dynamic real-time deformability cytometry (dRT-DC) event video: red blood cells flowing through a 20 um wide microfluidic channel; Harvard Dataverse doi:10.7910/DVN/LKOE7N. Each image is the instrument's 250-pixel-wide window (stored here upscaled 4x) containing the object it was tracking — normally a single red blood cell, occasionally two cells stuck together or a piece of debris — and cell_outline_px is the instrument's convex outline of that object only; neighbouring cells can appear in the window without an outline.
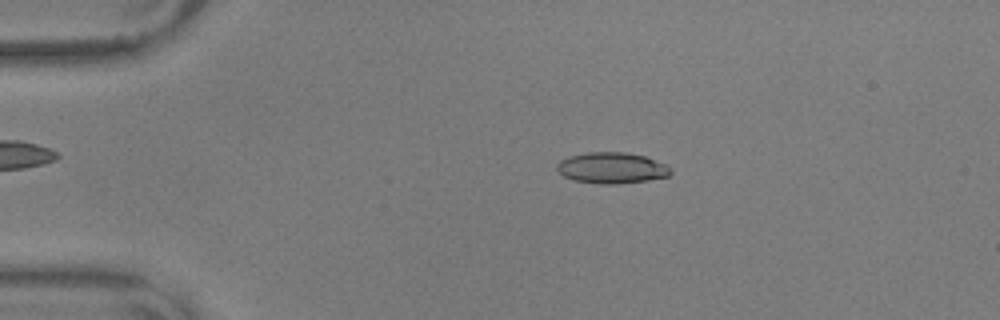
{"species": "common noctule bat (a hibernating species)", "species_latin": "Nyctalus noctula", "temperature_condition": "warm", "stored_images_in_passage": 19, "camera_frame_rate_fps": 3000, "um_per_image_px": 0.085, "animal": {"sex": "male", "body_mass_g": 17.9, "forearm_length_mm": 54.2}, "frame": {"image": 1, "passage_image": 11, "time_ms": 3.333, "image_size_px": [1000, 320], "cell_outline_px": [[672, 172], [668, 176], [648, 180], [616, 184], [600, 184], [576, 180], [564, 176], [556, 168], [556, 164], [560, 160], [568, 156], [588, 152], [624, 152], [644, 156], [664, 164]], "centroid_in_image_um": [51.96, 14.27], "position_along_channel_um": 33.0, "area_um2": 20.35}}